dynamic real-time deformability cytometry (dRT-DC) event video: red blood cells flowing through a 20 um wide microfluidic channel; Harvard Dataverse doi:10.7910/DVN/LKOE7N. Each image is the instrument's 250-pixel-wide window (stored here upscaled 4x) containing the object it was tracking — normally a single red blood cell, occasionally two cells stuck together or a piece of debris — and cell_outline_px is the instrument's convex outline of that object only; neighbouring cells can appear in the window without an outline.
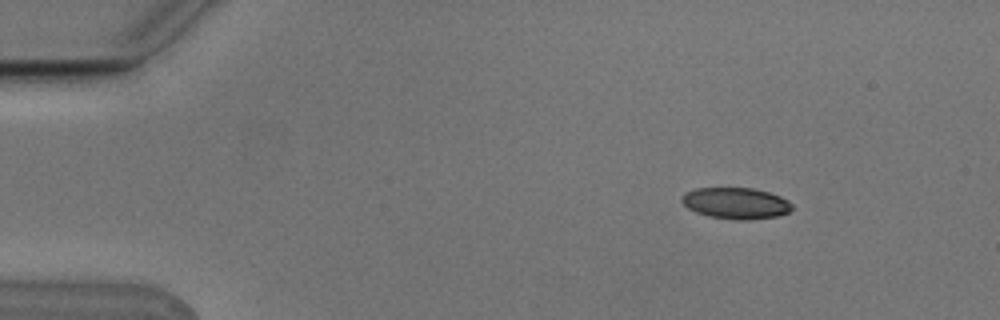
{"species": "Egyptian fruit bat (a non-hibernating species)", "species_latin": "Rousettus aegyptiacus", "temperature_condition": "cold", "stored_images_in_passage": 8, "camera_frame_rate_fps": 3000, "um_per_image_px": 0.085, "animal": {"sex": "male"}, "frame": {"image": 1, "passage_image": 1, "time_ms": 0.0, "image_size_px": [1000, 320], "cell_outline_px": [[792, 208], [788, 212], [776, 216], [744, 220], [740, 220], [708, 216], [696, 212], [688, 208], [680, 200], [680, 196], [684, 192], [696, 188], [752, 188], [768, 192], [780, 196], [788, 200], [792, 204]], "centroid_in_image_um": [62.51, 17.26], "position_along_channel_um": 22.5, "area_um2": 20.06}}
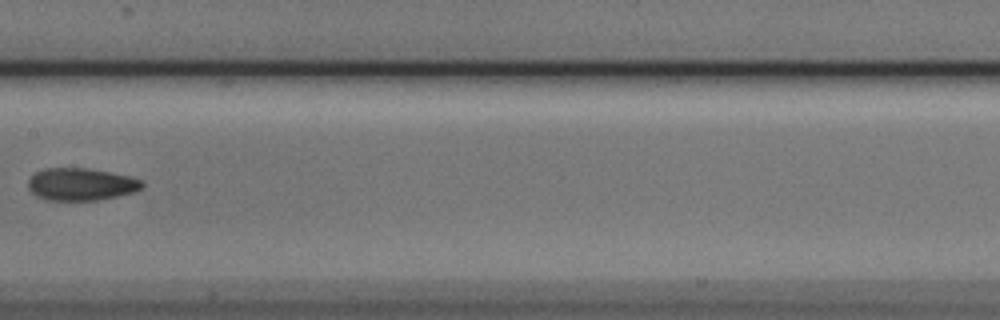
{"frame": {"image": 2, "passage_image": 7, "time_ms": 2.0, "image_size_px": [1000, 320], "cell_outline_px": [[144, 184], [136, 192], [96, 200], [48, 200], [36, 196], [28, 188], [28, 180], [36, 172], [44, 168], [88, 168], [128, 176], [144, 180]], "centroid_in_image_um": [6.88, 15.66], "position_along_channel_um": 200.5, "area_um2": 21.44}}
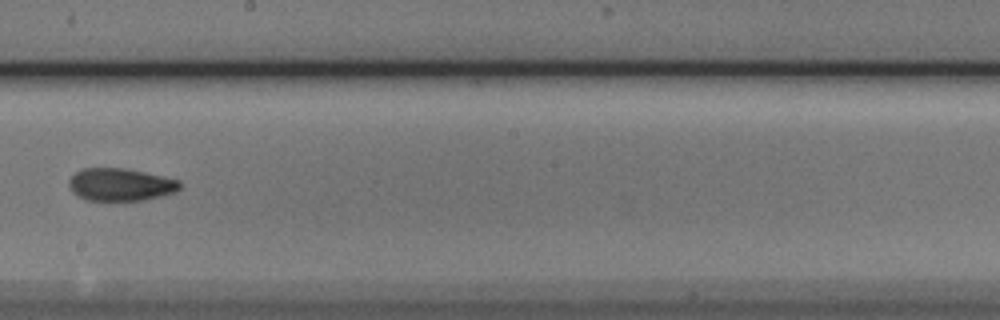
{"frame": {"image": 3, "passage_image": 8, "time_ms": 2.333, "image_size_px": [1000, 320], "cell_outline_px": [[180, 188], [176, 192], [144, 200], [88, 200], [72, 192], [68, 184], [72, 176], [76, 172], [84, 168], [124, 168], [164, 176], [180, 180]], "centroid_in_image_um": [10.27, 15.68], "position_along_channel_um": 237.9, "area_um2": 20.92}}